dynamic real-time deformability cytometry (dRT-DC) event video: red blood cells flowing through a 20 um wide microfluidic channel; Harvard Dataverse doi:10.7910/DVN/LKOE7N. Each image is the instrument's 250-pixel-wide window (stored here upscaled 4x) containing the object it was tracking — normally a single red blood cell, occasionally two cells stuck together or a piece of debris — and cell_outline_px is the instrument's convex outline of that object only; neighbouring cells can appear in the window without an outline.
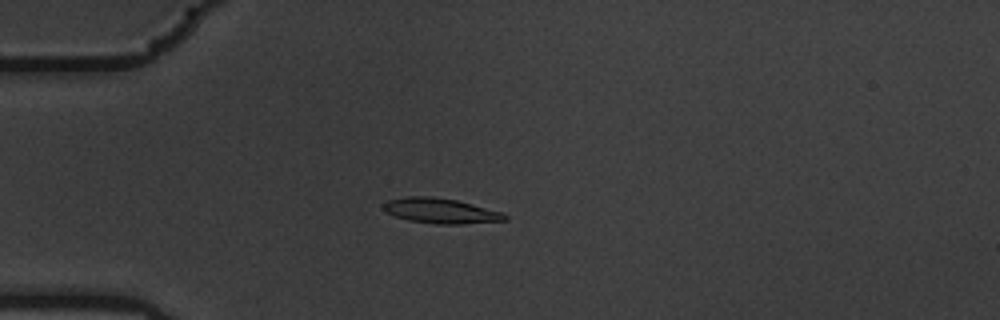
{"species": "common noctule bat (a hibernating species)", "species_latin": "Nyctalus noctula", "temperature_condition": "warm", "stored_images_in_passage": 4, "camera_frame_rate_fps": 3000, "um_per_image_px": 0.085, "animal": {"sex": "male", "body_mass_g": 19.5, "forearm_length_mm": 54.6}, "frame": {"image": 1, "passage_image": 1, "time_ms": 0.0, "image_size_px": [1000, 320], "cell_outline_px": [[508, 220], [464, 224], [436, 224], [408, 220], [384, 212], [380, 208], [388, 200], [408, 196], [432, 196], [456, 200], [504, 212], [508, 216]], "centroid_in_image_um": [37.46, 17.92], "position_along_channel_um": 47.5, "area_um2": 17.98}}